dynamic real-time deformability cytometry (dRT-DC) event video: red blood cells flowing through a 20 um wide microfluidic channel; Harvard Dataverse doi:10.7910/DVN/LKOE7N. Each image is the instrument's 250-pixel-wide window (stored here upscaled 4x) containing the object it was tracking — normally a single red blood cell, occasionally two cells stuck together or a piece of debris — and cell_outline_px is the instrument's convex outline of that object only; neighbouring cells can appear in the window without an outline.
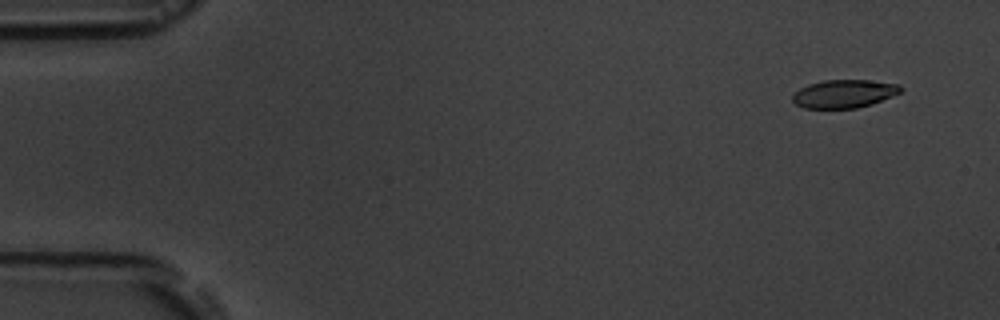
{"species": "common noctule bat (a hibernating species)", "species_latin": "Nyctalus noctula", "temperature_condition": "room temperature", "stored_images_in_passage": 6, "camera_frame_rate_fps": 3000, "um_per_image_px": 0.085, "animal": {"sex": "male", "body_mass_g": 19.5, "forearm_length_mm": 54.6}, "frame": {"image": 1, "passage_image": 1, "time_ms": 0.0, "image_size_px": [1000, 320], "cell_outline_px": [[904, 88], [900, 92], [892, 96], [872, 104], [856, 108], [804, 108], [796, 104], [792, 100], [792, 92], [808, 84], [824, 80], [868, 80], [900, 84]], "centroid_in_image_um": [71.74, 7.96], "position_along_channel_um": 13.3, "area_um2": 17.86}}
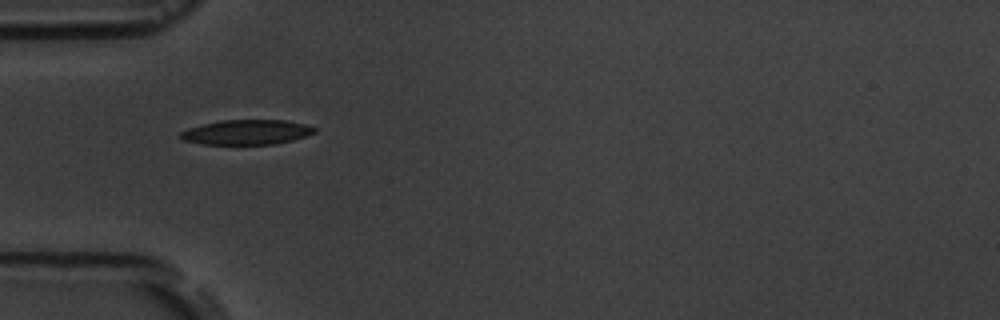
{"frame": {"image": 2, "passage_image": 5, "time_ms": 4.667, "image_size_px": [1000, 320], "cell_outline_px": [[316, 132], [292, 140], [276, 144], [200, 144], [184, 140], [180, 136], [180, 132], [188, 128], [220, 120], [284, 120], [304, 124], [316, 128]], "centroid_in_image_um": [20.95, 11.23], "position_along_channel_um": 64.0, "area_um2": 19.25}}
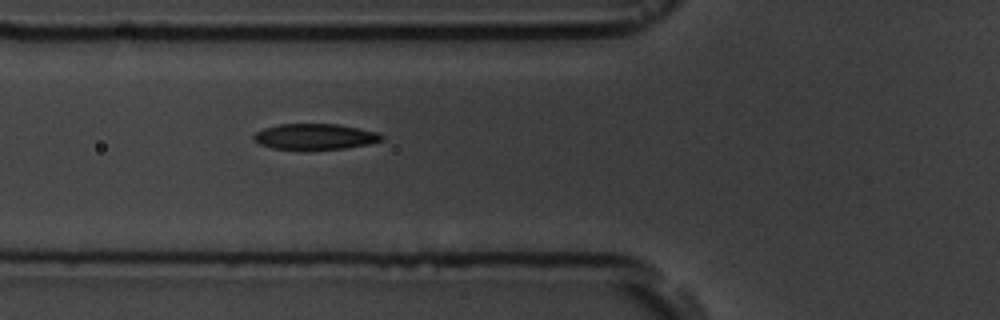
{"frame": {"image": 3, "passage_image": 6, "time_ms": 5.667, "image_size_px": [1000, 320], "cell_outline_px": [[384, 140], [368, 144], [344, 148], [272, 148], [260, 144], [252, 140], [252, 136], [256, 132], [264, 128], [280, 124], [336, 124], [376, 132], [384, 136]], "centroid_in_image_um": [26.75, 11.59], "position_along_channel_um": 99.1, "area_um2": 18.73}}